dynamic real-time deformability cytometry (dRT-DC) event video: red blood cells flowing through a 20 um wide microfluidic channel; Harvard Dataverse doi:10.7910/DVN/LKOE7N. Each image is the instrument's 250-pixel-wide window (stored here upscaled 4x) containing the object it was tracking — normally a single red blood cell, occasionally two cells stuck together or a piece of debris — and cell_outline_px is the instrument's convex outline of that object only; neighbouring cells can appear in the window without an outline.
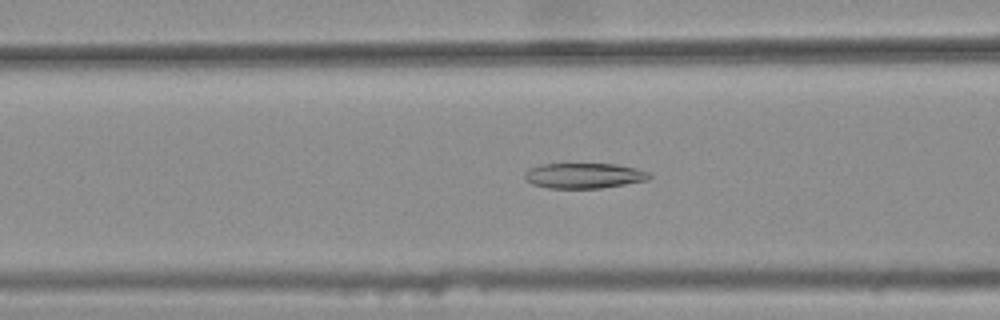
{"species": "common noctule bat (a hibernating species)", "species_latin": "Nyctalus noctula", "temperature_condition": "warm", "stored_images_in_passage": 46, "camera_frame_rate_fps": 3000, "um_per_image_px": 0.085, "animal": {"sex": "female", "body_mass_g": 25.1}, "frame": {"image": 1, "passage_image": 21, "time_ms": 6.667, "image_size_px": [1000, 320], "cell_outline_px": [[652, 176], [648, 180], [600, 188], [548, 188], [532, 184], [524, 180], [524, 172], [528, 168], [540, 164], [616, 164], [636, 168], [652, 172]], "centroid_in_image_um": [49.63, 14.92], "position_along_channel_um": 117.0, "area_um2": 18.61}}
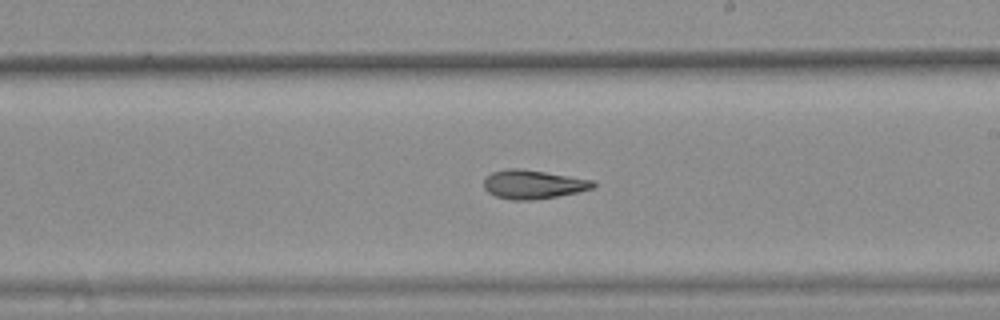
{"frame": {"image": 2, "passage_image": 31, "time_ms": 10.0, "image_size_px": [1000, 320], "cell_outline_px": [[596, 184], [592, 188], [576, 192], [556, 196], [532, 200], [512, 200], [496, 196], [488, 192], [484, 188], [484, 180], [492, 172], [508, 168], [520, 168], [592, 180]], "centroid_in_image_um": [45.27, 15.67], "position_along_channel_um": 243.7, "area_um2": 18.03}}
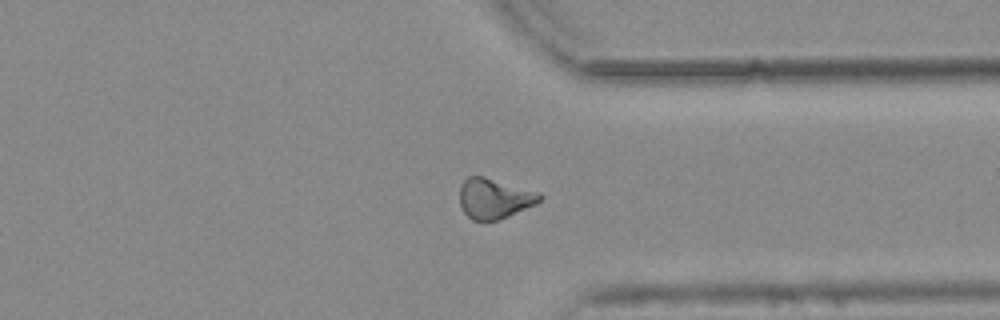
{"frame": {"image": 3, "passage_image": 41, "time_ms": 13.333, "image_size_px": [1000, 320], "cell_outline_px": [[544, 196], [536, 204], [496, 220], [472, 220], [460, 208], [460, 188], [464, 180], [468, 176], [484, 176], [540, 192]], "centroid_in_image_um": [42.01, 16.85], "position_along_channel_um": 369.4, "area_um2": 18.67}, "authors_computed_cell_mechanics": {"area_um2": 18.6405, "velocity_mm_per_s": 3.8099, "shape_relaxation_time_tau1_ms": null, "shape_relaxation_time_tau2_ms": 3.3721, "deformation_change_tau1": null, "deformation_change_tau2": 0.106}}